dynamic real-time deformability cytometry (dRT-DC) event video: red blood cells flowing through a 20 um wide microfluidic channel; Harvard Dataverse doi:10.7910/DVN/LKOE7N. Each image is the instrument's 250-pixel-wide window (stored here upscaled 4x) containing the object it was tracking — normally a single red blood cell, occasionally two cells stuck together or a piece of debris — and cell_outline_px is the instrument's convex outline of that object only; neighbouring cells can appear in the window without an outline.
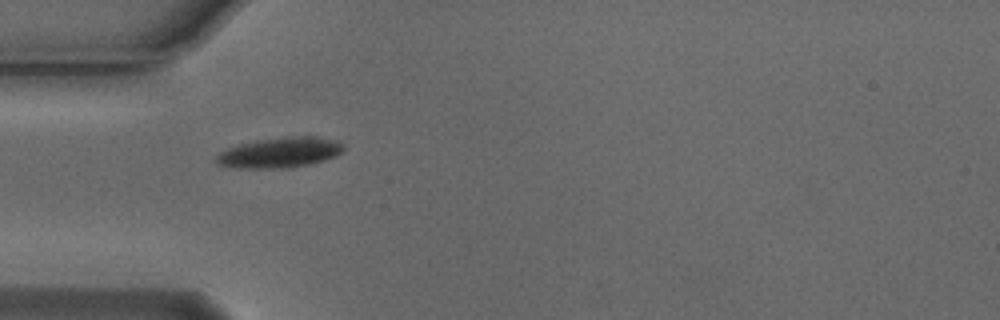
{"species": "Egyptian fruit bat (a non-hibernating species)", "species_latin": "Rousettus aegyptiacus", "temperature_condition": "cold", "stored_images_in_passage": 37, "camera_frame_rate_fps": 3000, "um_per_image_px": 0.085, "animal": {"sex": "male"}, "frame": {"image": 1, "passage_image": 1, "time_ms": 0.0, "image_size_px": [1000, 320], "cell_outline_px": [[344, 152], [336, 156], [324, 160], [308, 164], [280, 168], [240, 168], [216, 164], [216, 156], [220, 152], [228, 148], [240, 144], [256, 140], [288, 136], [316, 136], [340, 140], [344, 144]], "centroid_in_image_um": [23.85, 12.95], "position_along_channel_um": 61.2, "area_um2": 22.6}}
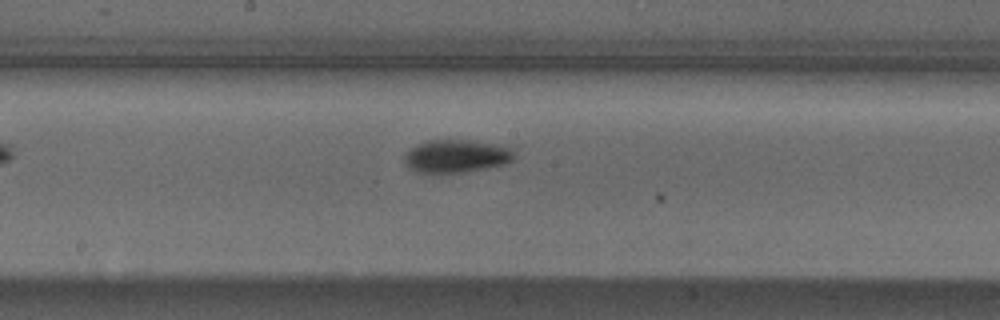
{"frame": {"image": 2, "passage_image": 13, "time_ms": 4.0, "image_size_px": [1000, 320], "cell_outline_px": [[516, 156], [512, 160], [504, 164], [488, 168], [464, 172], [416, 172], [408, 168], [404, 164], [404, 152], [416, 144], [428, 140], [472, 140], [500, 144], [512, 148], [516, 152]], "centroid_in_image_um": [38.79, 13.25], "position_along_channel_um": 209.4, "area_um2": 21.5}}
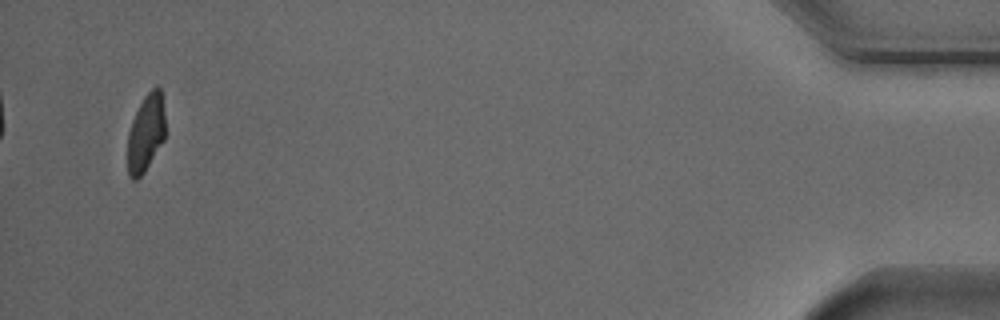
{"frame": {"image": 3, "passage_image": 37, "time_ms": 12.0, "image_size_px": [1000, 320], "cell_outline_px": [[164, 140], [144, 172], [136, 180], [132, 180], [128, 176], [128, 132], [132, 120], [144, 96], [156, 84], [160, 88], [164, 112]], "centroid_in_image_um": [12.39, 11.31], "position_along_channel_um": 422.8, "area_um2": 16.88}, "authors_computed_cell_mechanics": {"area_um2": 19.9988, "velocity_mm_per_s": 3.7517, "shape_relaxation_time_tau1_ms": 2.2502, "shape_relaxation_time_tau2_ms": 9.268, "deformation_change_tau1": 0.1424, "deformation_change_tau2": 0.1171}}